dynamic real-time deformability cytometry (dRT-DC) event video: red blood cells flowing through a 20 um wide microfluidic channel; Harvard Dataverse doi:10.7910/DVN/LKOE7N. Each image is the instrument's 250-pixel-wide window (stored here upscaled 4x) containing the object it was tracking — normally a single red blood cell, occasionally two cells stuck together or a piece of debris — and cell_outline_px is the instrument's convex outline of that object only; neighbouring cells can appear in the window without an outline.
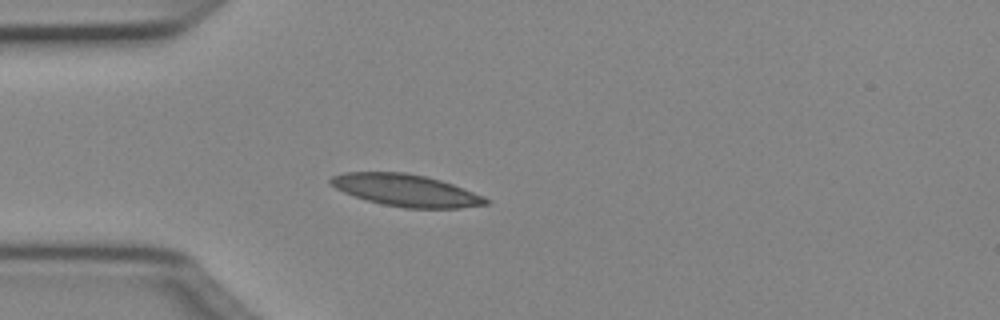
{"species": "Egyptian fruit bat (a non-hibernating species)", "species_latin": "Rousettus aegyptiacus", "temperature_condition": "cold", "stored_images_in_passage": 37, "camera_frame_rate_fps": 3000, "um_per_image_px": 0.085, "animal": {"sex": "female"}, "frame": {"image": 1, "passage_image": 1, "time_ms": 0.0, "image_size_px": [1000, 320], "cell_outline_px": [[488, 204], [460, 208], [404, 208], [384, 204], [368, 200], [344, 192], [328, 184], [328, 180], [332, 176], [344, 172], [408, 172], [440, 180], [452, 184], [484, 196], [488, 200]], "centroid_in_image_um": [34.49, 16.17], "position_along_channel_um": 50.5, "area_um2": 28.78}}
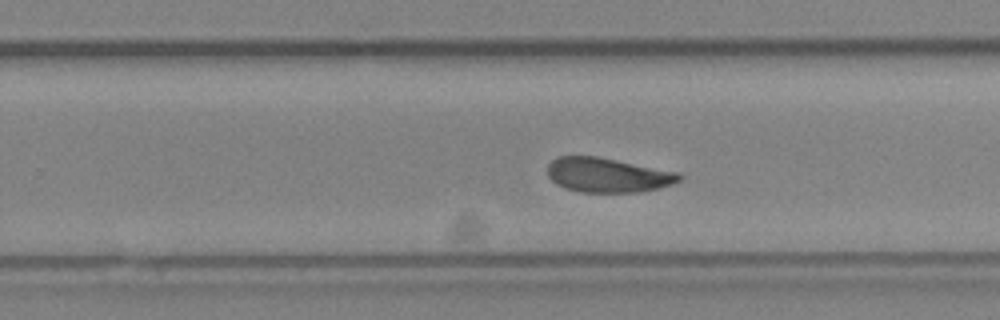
{"frame": {"image": 2, "passage_image": 19, "time_ms": 6.0, "image_size_px": [1000, 320], "cell_outline_px": [[684, 176], [680, 180], [672, 184], [640, 192], [580, 192], [564, 188], [556, 184], [548, 176], [548, 164], [556, 156], [596, 156], [680, 172]], "centroid_in_image_um": [51.65, 14.87], "position_along_channel_um": 278.2, "area_um2": 26.59}}
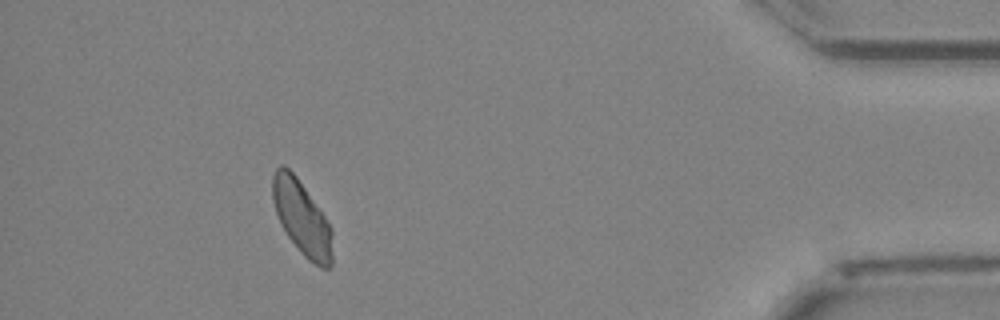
{"frame": {"image": 3, "passage_image": 33, "time_ms": 10.667, "image_size_px": [1000, 320], "cell_outline_px": [[332, 268], [320, 268], [308, 260], [304, 256], [288, 236], [280, 224], [272, 200], [272, 176], [276, 168], [280, 164], [284, 164], [296, 176], [324, 216], [332, 232]], "centroid_in_image_um": [25.64, 18.53], "position_along_channel_um": 409.6, "area_um2": 25.72}, "authors_computed_cell_mechanics": {"area_um2": 26.7614, "velocity_mm_per_s": 3.9887, "shape_relaxation_time_tau1_ms": 5.9735, "shape_relaxation_time_tau2_ms": 2.4903, "deformation_change_tau1": 0.1533, "deformation_change_tau2": 0.0692}}